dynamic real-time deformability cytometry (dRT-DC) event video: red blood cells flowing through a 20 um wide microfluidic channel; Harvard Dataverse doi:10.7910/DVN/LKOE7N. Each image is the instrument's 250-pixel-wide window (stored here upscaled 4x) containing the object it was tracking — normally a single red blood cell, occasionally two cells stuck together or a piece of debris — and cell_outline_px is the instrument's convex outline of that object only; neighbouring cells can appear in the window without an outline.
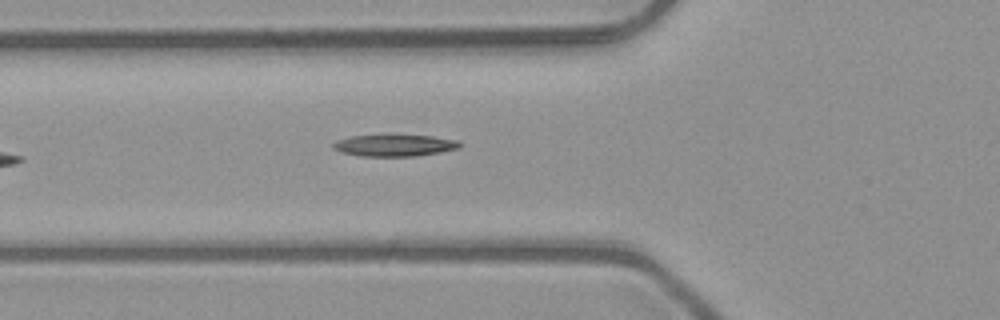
{"species": "common noctule bat (a hibernating species)", "species_latin": "Nyctalus noctula", "temperature_condition": "room temperature", "stored_images_in_passage": 7, "camera_frame_rate_fps": 3000, "um_per_image_px": 0.085, "animal": {"sex": "male", "body_mass_g": 23.1, "forearm_length_mm": 52.7}, "frame": {"image": 1, "passage_image": 7, "time_ms": 2.0, "image_size_px": [1000, 320], "cell_outline_px": [[460, 148], [440, 152], [416, 156], [360, 156], [340, 152], [332, 148], [332, 144], [336, 140], [348, 136], [432, 136], [456, 140], [460, 144]], "centroid_in_image_um": [33.48, 12.37], "position_along_channel_um": 92.3, "area_um2": 15.78}}